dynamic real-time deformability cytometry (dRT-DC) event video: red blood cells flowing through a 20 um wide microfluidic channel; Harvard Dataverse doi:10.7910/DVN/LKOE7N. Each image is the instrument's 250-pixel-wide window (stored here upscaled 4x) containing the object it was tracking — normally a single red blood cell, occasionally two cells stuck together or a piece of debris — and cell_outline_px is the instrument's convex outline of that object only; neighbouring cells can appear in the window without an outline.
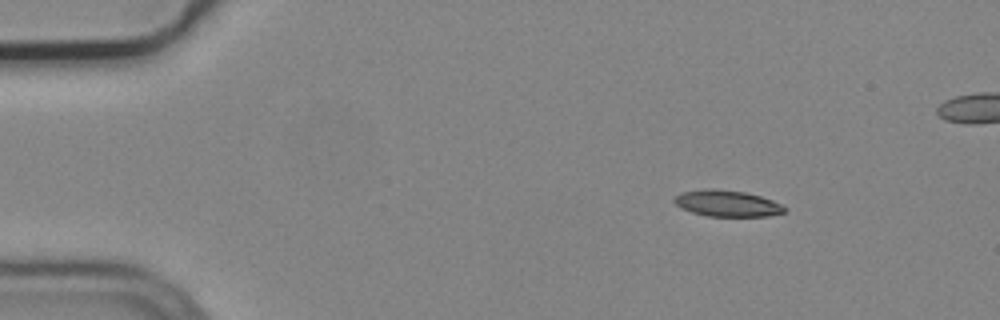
{"species": "common noctule bat (a hibernating species)", "species_latin": "Nyctalus noctula", "temperature_condition": "cold", "stored_images_in_passage": 4, "camera_frame_rate_fps": 3000, "um_per_image_px": 0.085, "animal": {"sex": "male", "body_mass_g": 19.2, "forearm_length_mm": 51.8}, "frame": {"image": 1, "passage_image": 1, "time_ms": 0.0, "image_size_px": [1000, 320], "cell_outline_px": [[788, 208], [784, 212], [768, 216], [708, 216], [692, 212], [680, 208], [672, 200], [680, 192], [704, 188], [716, 188], [744, 192], [760, 196], [772, 200]], "centroid_in_image_um": [61.77, 17.28], "position_along_channel_um": 23.2, "area_um2": 16.99}}